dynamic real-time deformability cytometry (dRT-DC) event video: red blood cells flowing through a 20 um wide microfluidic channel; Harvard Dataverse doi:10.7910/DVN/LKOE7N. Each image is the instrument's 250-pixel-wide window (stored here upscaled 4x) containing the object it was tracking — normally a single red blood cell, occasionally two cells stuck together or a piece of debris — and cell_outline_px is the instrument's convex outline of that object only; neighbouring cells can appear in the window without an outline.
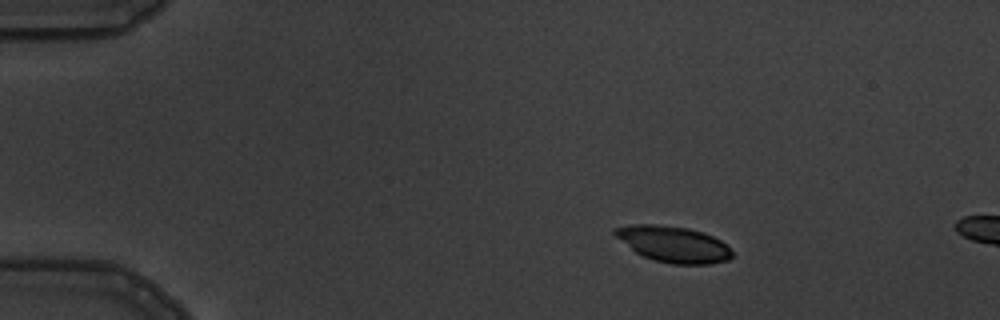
{"species": "common noctule bat (a hibernating species)", "species_latin": "Nyctalus noctula", "temperature_condition": "warm", "stored_images_in_passage": 3, "camera_frame_rate_fps": 3000, "um_per_image_px": 0.085, "animal": {"sex": "male", "body_mass_g": 19.5, "forearm_length_mm": 54.6}, "frame": {"image": 1, "passage_image": 2, "time_ms": 1.0, "image_size_px": [1000, 320], "cell_outline_px": [[732, 256], [728, 260], [708, 264], [672, 264], [652, 260], [636, 252], [616, 236], [612, 232], [612, 228], [632, 224], [656, 224], [688, 228], [704, 232], [720, 240], [732, 252]], "centroid_in_image_um": [57.22, 20.75], "position_along_channel_um": 27.8, "area_um2": 24.51}}